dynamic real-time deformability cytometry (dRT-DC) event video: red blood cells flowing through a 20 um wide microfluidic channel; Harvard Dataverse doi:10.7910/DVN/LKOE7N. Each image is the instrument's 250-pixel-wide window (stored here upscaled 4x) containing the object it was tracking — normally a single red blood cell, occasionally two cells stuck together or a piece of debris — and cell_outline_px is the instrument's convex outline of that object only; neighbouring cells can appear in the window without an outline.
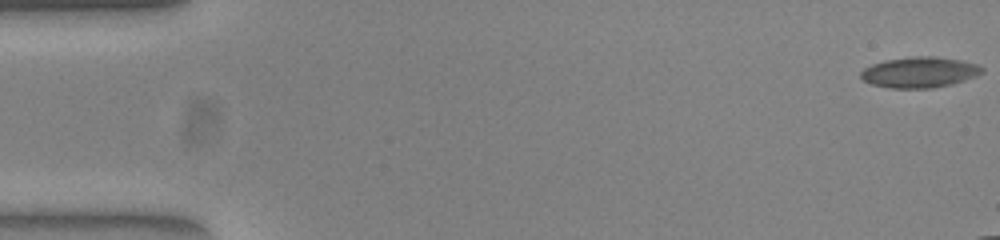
{"species": "common noctule bat (a hibernating species)", "species_latin": "Nyctalus noctula", "temperature_condition": "warm", "stored_images_in_passage": 11, "camera_frame_rate_fps": 3000, "um_per_image_px": 0.085, "animal": {"sex": "female", "body_mass_g": 23.0, "forearm_length_mm": 53.4}, "frame": {"image": 1, "passage_image": 1, "time_ms": 0.0, "image_size_px": [1000, 240], "cell_outline_px": [[984, 72], [976, 76], [952, 84], [932, 88], [888, 88], [872, 84], [864, 80], [860, 76], [860, 72], [864, 68], [872, 64], [884, 60], [912, 56], [936, 56], [960, 60], [980, 64], [984, 68]], "centroid_in_image_um": [78.18, 6.13], "position_along_channel_um": 6.8, "area_um2": 21.91}}